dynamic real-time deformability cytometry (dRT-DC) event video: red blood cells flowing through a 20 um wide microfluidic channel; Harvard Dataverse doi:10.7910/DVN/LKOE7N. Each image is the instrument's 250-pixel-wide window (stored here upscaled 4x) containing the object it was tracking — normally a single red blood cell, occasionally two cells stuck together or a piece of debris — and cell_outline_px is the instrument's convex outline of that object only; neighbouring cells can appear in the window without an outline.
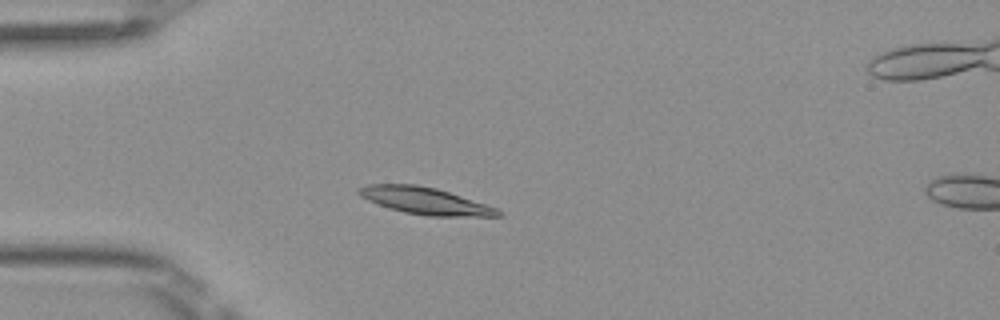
{"species": "Egyptian fruit bat (a non-hibernating species)", "species_latin": "Rousettus aegyptiacus", "temperature_condition": "room temperature", "stored_images_in_passage": 5, "camera_frame_rate_fps": 3000, "um_per_image_px": 0.085, "frame": {"image": 1, "passage_image": 4, "time_ms": 1.0, "image_size_px": [1000, 320], "cell_outline_px": [[504, 216], [428, 216], [404, 212], [368, 200], [360, 196], [356, 192], [356, 188], [368, 184], [416, 184], [436, 188], [496, 208], [504, 212]], "centroid_in_image_um": [36.12, 17.06], "position_along_channel_um": 48.9, "area_um2": 21.56}}